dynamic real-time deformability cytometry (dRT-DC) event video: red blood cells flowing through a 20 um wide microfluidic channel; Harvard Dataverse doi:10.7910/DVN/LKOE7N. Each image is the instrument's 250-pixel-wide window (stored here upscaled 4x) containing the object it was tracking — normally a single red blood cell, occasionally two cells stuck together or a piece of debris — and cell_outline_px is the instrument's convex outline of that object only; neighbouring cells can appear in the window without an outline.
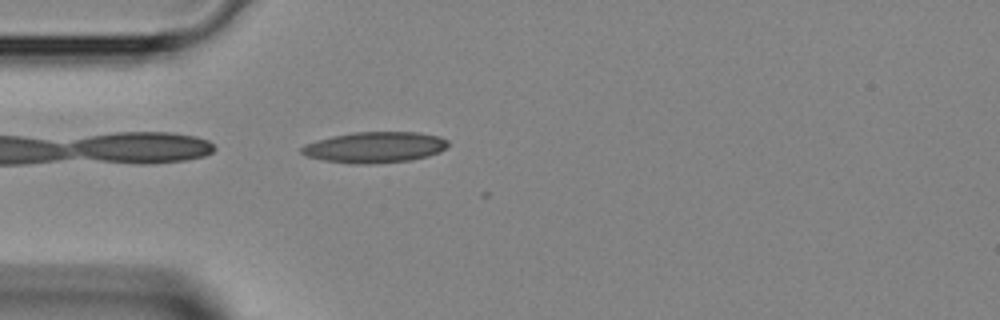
{"species": "Egyptian fruit bat (a non-hibernating species)", "species_latin": "Rousettus aegyptiacus", "temperature_condition": "room temperature", "stored_images_in_passage": 3, "camera_frame_rate_fps": 3000, "um_per_image_px": 0.085, "animal": {"sex": "female"}, "frame": {"image": 1, "passage_image": 1, "time_ms": 0.0, "image_size_px": [1000, 320], "cell_outline_px": [[448, 144], [440, 152], [428, 156], [412, 160], [376, 164], [348, 164], [324, 160], [308, 156], [300, 152], [300, 148], [304, 144], [316, 140], [332, 136], [352, 132], [420, 132], [440, 136], [448, 140]], "centroid_in_image_um": [31.86, 12.52], "position_along_channel_um": 53.1, "area_um2": 26.7}}